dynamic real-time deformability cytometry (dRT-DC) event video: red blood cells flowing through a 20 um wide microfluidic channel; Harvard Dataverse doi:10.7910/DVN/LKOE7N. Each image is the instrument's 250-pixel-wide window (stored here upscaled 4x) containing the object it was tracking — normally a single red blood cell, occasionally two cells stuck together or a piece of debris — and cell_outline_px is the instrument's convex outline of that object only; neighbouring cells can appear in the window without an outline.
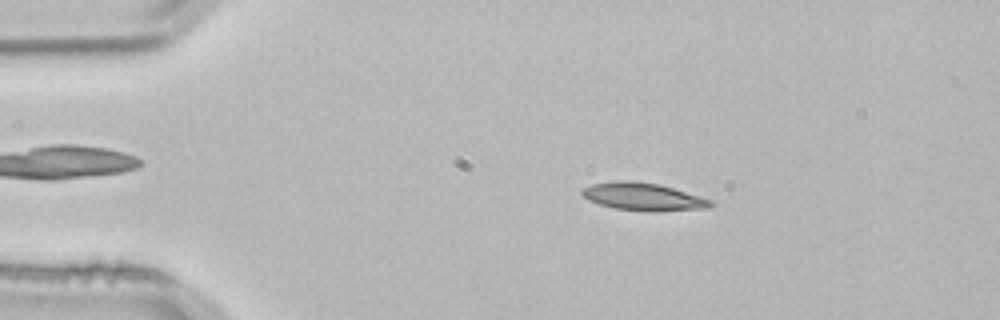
{"species": "common noctule bat (a hibernating species)", "species_latin": "Nyctalus noctula", "temperature_condition": "room temperature", "stored_images_in_passage": 3, "camera_frame_rate_fps": 3000, "um_per_image_px": 0.085, "animal": {"sex": "male", "body_mass_g": 21.5, "forearm_length_mm": 52.0}, "frame": {"image": 1, "passage_image": 2, "time_ms": 0.333, "image_size_px": [1000, 320], "cell_outline_px": [[716, 204], [708, 208], [652, 212], [612, 208], [588, 200], [580, 192], [584, 188], [592, 184], [616, 180], [628, 180], [660, 184], [700, 196], [712, 200]], "centroid_in_image_um": [54.69, 16.72], "position_along_channel_um": 30.3, "area_um2": 20.87}}